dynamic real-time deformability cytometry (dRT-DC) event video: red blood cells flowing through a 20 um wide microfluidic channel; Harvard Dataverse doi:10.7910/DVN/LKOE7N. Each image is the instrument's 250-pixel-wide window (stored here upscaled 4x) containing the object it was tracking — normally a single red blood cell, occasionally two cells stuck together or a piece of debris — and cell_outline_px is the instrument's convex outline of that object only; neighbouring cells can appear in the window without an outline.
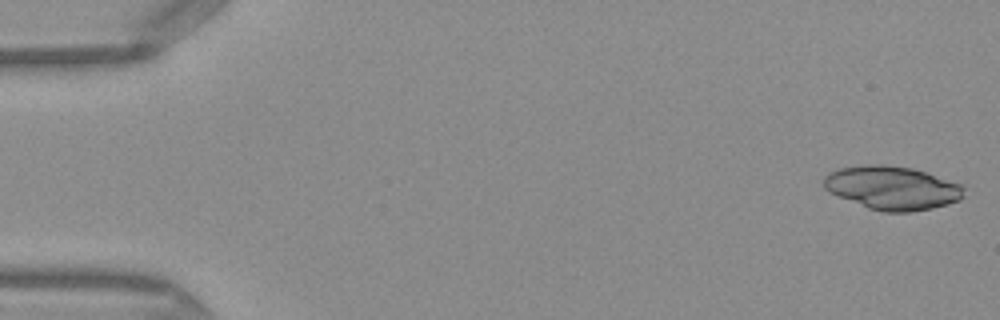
{"species": "Egyptian fruit bat (a non-hibernating species)", "species_latin": "Rousettus aegyptiacus", "temperature_condition": "warm", "stored_images_in_passage": 48, "camera_frame_rate_fps": 3000, "um_per_image_px": 0.085, "frame": {"image": 1, "passage_image": 1, "time_ms": 0.0, "image_size_px": [1000, 320], "cell_outline_px": [[964, 196], [960, 200], [948, 204], [932, 208], [912, 212], [884, 212], [868, 208], [828, 192], [824, 188], [824, 176], [840, 168], [864, 164], [880, 164], [912, 168], [964, 184]], "centroid_in_image_um": [75.87, 15.97], "position_along_channel_um": 9.1, "area_um2": 35.72}}
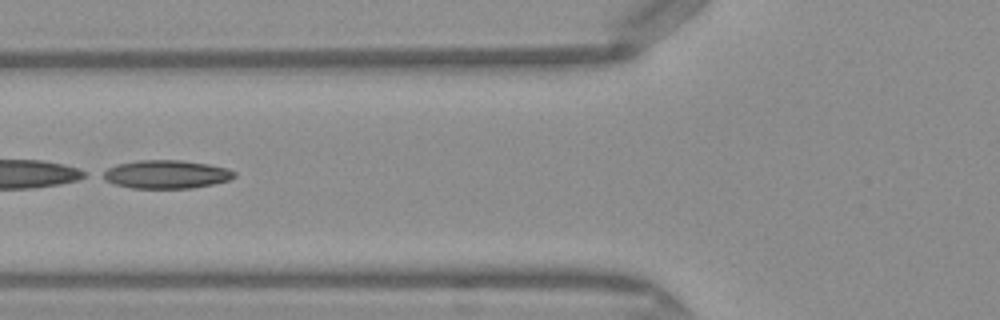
{"frame": {"image": 2, "passage_image": 19, "time_ms": 6.0, "image_size_px": [1000, 320], "cell_outline_px": [[236, 176], [228, 180], [212, 184], [192, 188], [132, 188], [116, 184], [104, 180], [96, 176], [100, 172], [116, 164], [136, 160], [180, 160], [208, 164], [228, 168], [236, 172]], "centroid_in_image_um": [14.06, 14.81], "position_along_channel_um": 111.7, "area_um2": 21.96}}
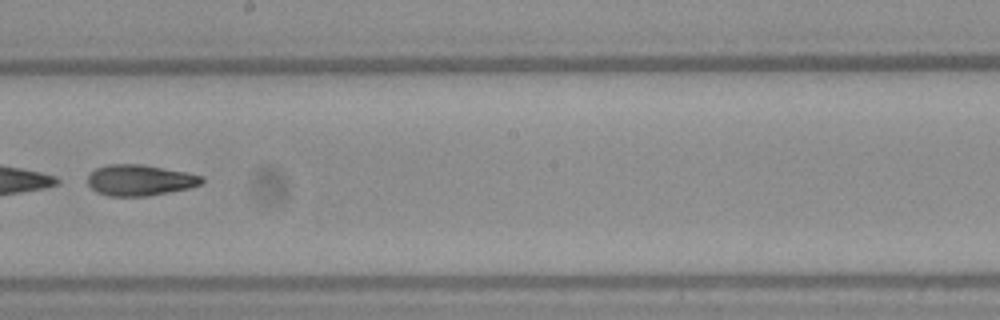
{"frame": {"image": 3, "passage_image": 28, "time_ms": 9.0, "image_size_px": [1000, 320], "cell_outline_px": [[204, 180], [200, 184], [188, 188], [148, 196], [108, 196], [96, 192], [88, 184], [88, 172], [96, 168], [108, 164], [144, 164], [204, 176]], "centroid_in_image_um": [11.85, 15.31], "position_along_channel_um": 236.4, "area_um2": 20.63}}